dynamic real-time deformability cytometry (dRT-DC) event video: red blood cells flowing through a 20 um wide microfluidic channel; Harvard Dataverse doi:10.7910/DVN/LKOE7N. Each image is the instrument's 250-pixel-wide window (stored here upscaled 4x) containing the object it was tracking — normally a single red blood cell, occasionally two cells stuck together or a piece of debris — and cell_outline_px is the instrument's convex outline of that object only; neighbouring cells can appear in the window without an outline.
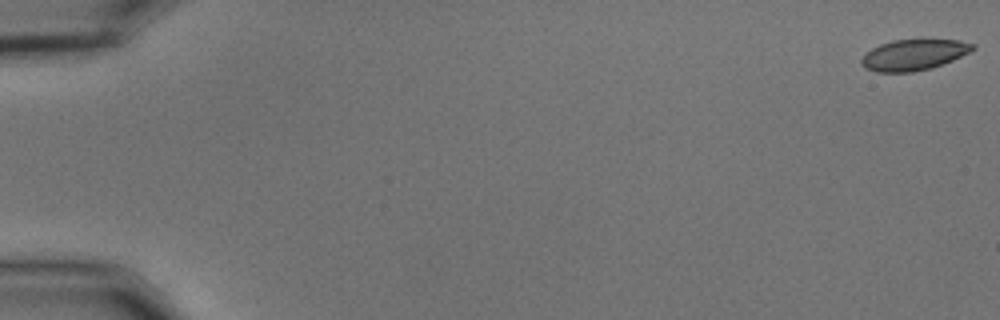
{"species": "common noctule bat (a hibernating species)", "species_latin": "Nyctalus noctula", "temperature_condition": "cold", "stored_images_in_passage": 56, "camera_frame_rate_fps": 3000, "um_per_image_px": 0.085, "animal": {"sex": "male", "body_mass_g": 15.6}, "frame": {"image": 1, "passage_image": 1, "time_ms": 0.0, "image_size_px": [1000, 320], "cell_outline_px": [[976, 48], [952, 60], [932, 68], [912, 72], [876, 72], [864, 68], [860, 64], [860, 60], [864, 52], [880, 44], [892, 40], [960, 40], [976, 44]], "centroid_in_image_um": [77.62, 4.66], "position_along_channel_um": 7.4, "area_um2": 20.11}}
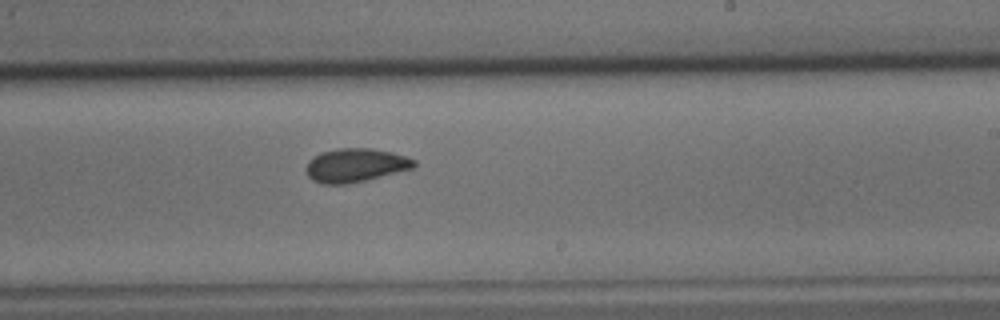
{"frame": {"image": 2, "passage_image": 35, "time_ms": 11.333, "image_size_px": [1000, 320], "cell_outline_px": [[416, 164], [412, 168], [348, 184], [320, 184], [312, 180], [308, 176], [304, 168], [308, 160], [320, 152], [340, 148], [372, 148], [392, 152], [416, 160]], "centroid_in_image_um": [30.15, 14.04], "position_along_channel_um": 258.9, "area_um2": 21.15}}
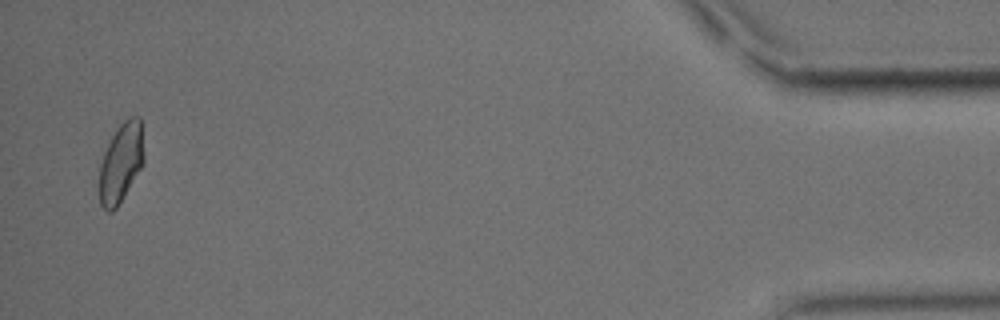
{"frame": {"image": 3, "passage_image": 55, "time_ms": 18.0, "image_size_px": [1000, 320], "cell_outline_px": [[144, 164], [116, 208], [112, 212], [108, 212], [100, 204], [100, 164], [104, 152], [116, 128], [128, 116], [140, 116], [144, 156]], "centroid_in_image_um": [10.3, 13.81], "position_along_channel_um": 424.9, "area_um2": 20.58}, "authors_computed_cell_mechanics": {"area_um2": 20.8947, "velocity_mm_per_s": 3.638, "shape_relaxation_time_tau1_ms": 5.8124, "shape_relaxation_time_tau2_ms": 2.4205, "deformation_change_tau1": 0.1235, "deformation_change_tau2": 0.0643}}